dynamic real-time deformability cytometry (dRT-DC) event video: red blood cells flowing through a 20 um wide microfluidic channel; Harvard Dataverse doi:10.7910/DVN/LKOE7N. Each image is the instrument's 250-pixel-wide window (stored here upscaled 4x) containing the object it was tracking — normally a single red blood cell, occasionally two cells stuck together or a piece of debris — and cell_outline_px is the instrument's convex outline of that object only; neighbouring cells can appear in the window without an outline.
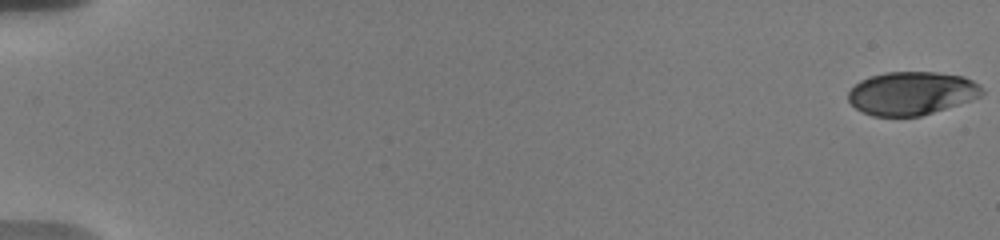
{"species": "human", "species_latin": "Homo sapiens", "temperature_condition": "warm", "stored_images_in_passage": 18, "camera_frame_rate_fps": 3000, "um_per_image_px": 0.085, "donor": {"sex": "male"}, "frame": {"image": 1, "passage_image": 1, "time_ms": 0.0, "image_size_px": [1000, 240], "cell_outline_px": [[984, 92], [980, 96], [920, 116], [872, 116], [856, 108], [848, 100], [848, 92], [860, 80], [884, 72], [936, 72], [964, 76], [980, 84], [984, 88]], "centroid_in_image_um": [77.48, 7.91], "position_along_channel_um": 7.5, "area_um2": 33.47}}
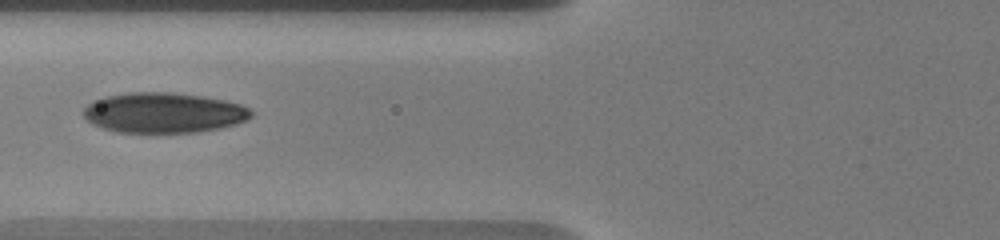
{"frame": {"image": 2, "passage_image": 8, "time_ms": 8.0, "image_size_px": [1000, 240], "cell_outline_px": [[252, 116], [248, 120], [236, 124], [220, 128], [196, 132], [116, 132], [92, 124], [84, 116], [84, 108], [92, 100], [104, 96], [128, 92], [172, 92], [204, 96], [224, 100], [240, 104], [248, 108], [252, 112]], "centroid_in_image_um": [13.91, 9.57], "position_along_channel_um": 111.9, "area_um2": 39.48}}
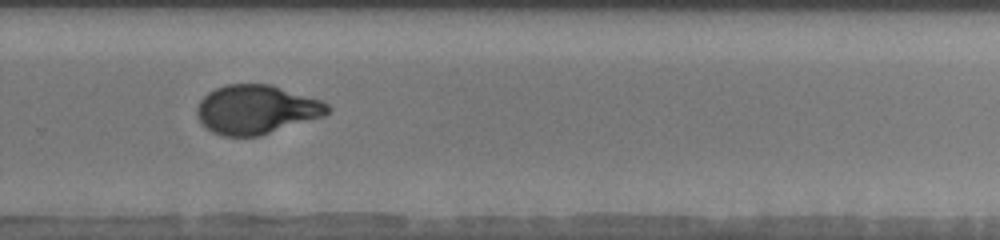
{"frame": {"image": 3, "passage_image": 13, "time_ms": 13.333, "image_size_px": [1000, 240], "cell_outline_px": [[332, 108], [324, 116], [260, 136], [224, 136], [212, 132], [200, 120], [196, 112], [196, 108], [200, 100], [208, 92], [224, 84], [272, 84], [324, 100]], "centroid_in_image_um": [21.83, 9.29], "position_along_channel_um": 308.0, "area_um2": 37.57}, "authors_computed_cell_mechanics": {"area_um2": 37.4255, "velocity_mm_per_s": 3.6841, "shape_relaxation_time_tau1_ms": 5.1442, "shape_relaxation_time_tau2_ms": 0.7846, "deformation_change_tau1": 0.1818, "deformation_change_tau2": 0.0391}}